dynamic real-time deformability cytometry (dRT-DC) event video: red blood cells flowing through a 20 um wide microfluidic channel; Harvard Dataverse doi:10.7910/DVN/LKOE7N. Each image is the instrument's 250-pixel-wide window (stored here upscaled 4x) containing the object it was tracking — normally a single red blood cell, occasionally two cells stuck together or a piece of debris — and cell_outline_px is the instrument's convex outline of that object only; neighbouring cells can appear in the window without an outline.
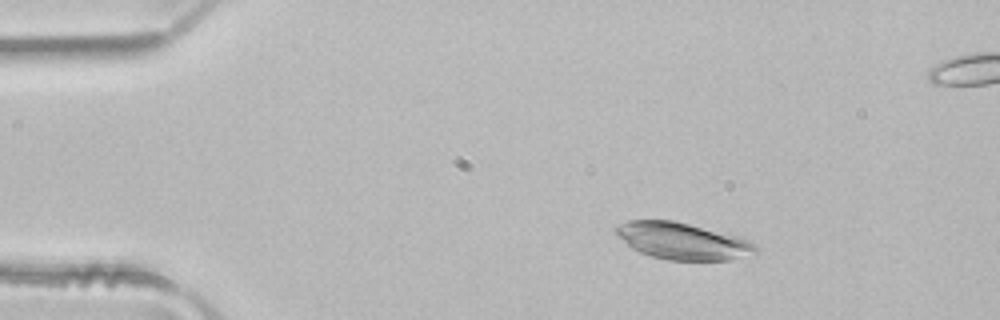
{"species": "common noctule bat (a hibernating species)", "species_latin": "Nyctalus noctula", "temperature_condition": "room temperature", "stored_images_in_passage": 4, "camera_frame_rate_fps": 3000, "um_per_image_px": 0.085, "animal": {"sex": "male", "body_mass_g": 21.5, "forearm_length_mm": 52.0}, "frame": {"image": 1, "passage_image": 2, "time_ms": 0.333, "image_size_px": [1000, 320], "cell_outline_px": [[760, 252], [728, 260], [668, 260], [652, 256], [640, 252], [632, 248], [612, 228], [616, 224], [628, 220], [672, 220], [736, 236], [748, 240], [756, 244]], "centroid_in_image_um": [58.01, 20.49], "position_along_channel_um": 27.0, "area_um2": 29.65}}